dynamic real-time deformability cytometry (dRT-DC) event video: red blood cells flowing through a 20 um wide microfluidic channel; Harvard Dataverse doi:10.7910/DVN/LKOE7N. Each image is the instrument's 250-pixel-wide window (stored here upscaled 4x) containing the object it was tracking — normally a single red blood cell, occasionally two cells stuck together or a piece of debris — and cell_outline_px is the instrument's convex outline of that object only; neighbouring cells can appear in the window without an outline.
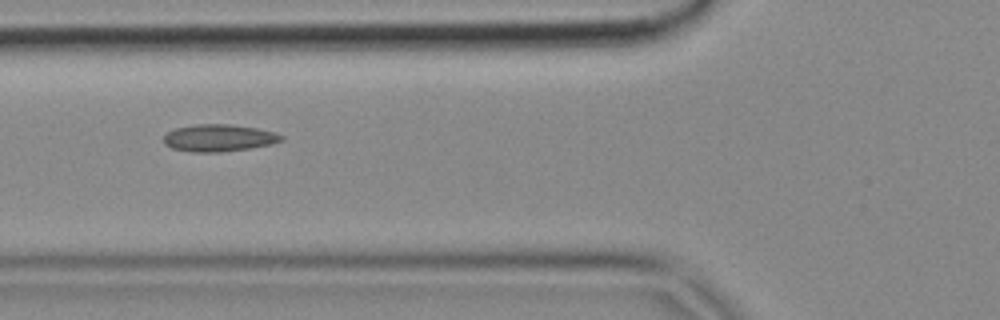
{"species": "common noctule bat (a hibernating species)", "species_latin": "Nyctalus noctula", "temperature_condition": "cold", "stored_images_in_passage": 7, "camera_frame_rate_fps": 3000, "um_per_image_px": 0.085, "animal": {"sex": "female", "body_mass_g": 18.4}, "frame": {"image": 1, "passage_image": 3, "time_ms": 0.667, "image_size_px": [1000, 320], "cell_outline_px": [[284, 140], [268, 144], [248, 148], [220, 152], [192, 152], [172, 148], [164, 144], [164, 136], [168, 132], [176, 128], [196, 124], [228, 124], [256, 128], [272, 132], [284, 136]], "centroid_in_image_um": [18.57, 11.72], "position_along_channel_um": 107.2, "area_um2": 18.32}}
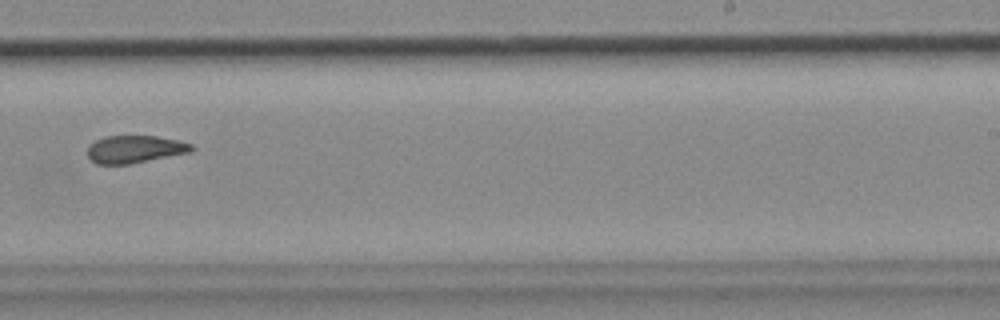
{"frame": {"image": 2, "passage_image": 7, "time_ms": 2.0, "image_size_px": [1000, 320], "cell_outline_px": [[196, 148], [192, 152], [128, 164], [96, 164], [88, 156], [88, 144], [104, 136], [156, 136], [180, 140], [192, 144]], "centroid_in_image_um": [11.49, 12.67], "position_along_channel_um": 277.5, "area_um2": 16.82}}